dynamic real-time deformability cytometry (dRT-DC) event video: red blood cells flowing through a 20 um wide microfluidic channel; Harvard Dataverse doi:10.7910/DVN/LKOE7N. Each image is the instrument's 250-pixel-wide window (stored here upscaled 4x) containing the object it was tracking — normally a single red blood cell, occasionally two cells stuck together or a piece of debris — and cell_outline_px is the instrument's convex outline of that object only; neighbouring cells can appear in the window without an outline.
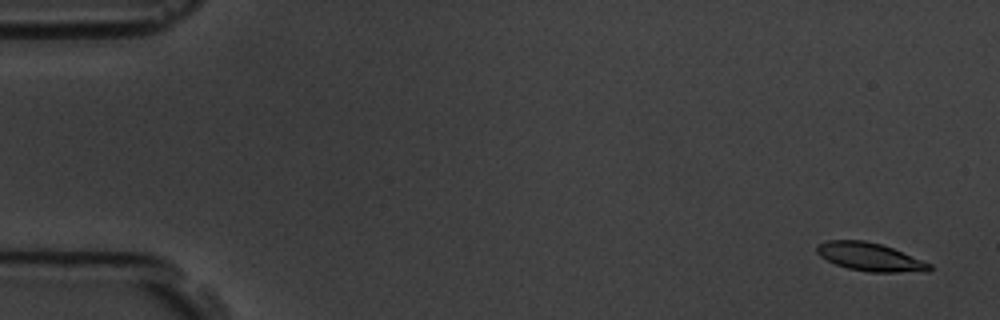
{"species": "common noctule bat (a hibernating species)", "species_latin": "Nyctalus noctula", "temperature_condition": "room temperature", "stored_images_in_passage": 5, "camera_frame_rate_fps": 3000, "um_per_image_px": 0.085, "animal": {"sex": "male", "body_mass_g": 19.5, "forearm_length_mm": 54.6}, "frame": {"image": 1, "passage_image": 1, "time_ms": 0.0, "image_size_px": [1000, 320], "cell_outline_px": [[932, 268], [928, 272], [868, 272], [848, 268], [836, 264], [820, 256], [816, 252], [816, 244], [828, 240], [864, 240], [880, 244], [892, 248], [932, 264]], "centroid_in_image_um": [73.95, 21.84], "position_along_channel_um": 11.1, "area_um2": 18.5}}
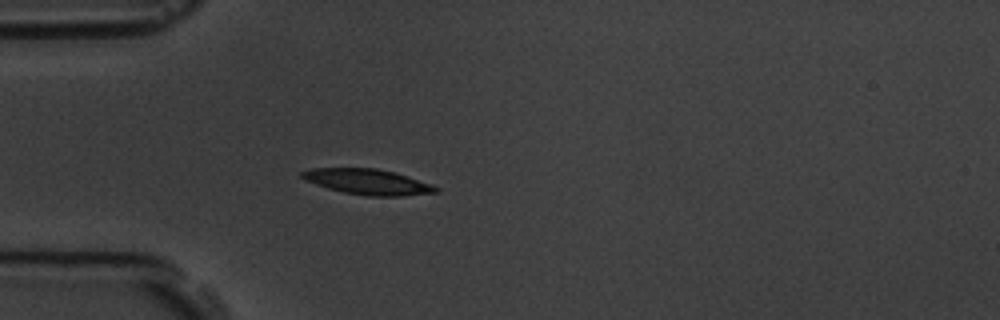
{"frame": {"image": 2, "passage_image": 5, "time_ms": 4.667, "image_size_px": [1000, 320], "cell_outline_px": [[440, 192], [404, 196], [368, 196], [344, 192], [328, 188], [304, 180], [300, 176], [300, 172], [312, 168], [376, 168], [396, 172], [432, 184], [440, 188]], "centroid_in_image_um": [31.3, 15.45], "position_along_channel_um": 53.7, "area_um2": 20.06}}